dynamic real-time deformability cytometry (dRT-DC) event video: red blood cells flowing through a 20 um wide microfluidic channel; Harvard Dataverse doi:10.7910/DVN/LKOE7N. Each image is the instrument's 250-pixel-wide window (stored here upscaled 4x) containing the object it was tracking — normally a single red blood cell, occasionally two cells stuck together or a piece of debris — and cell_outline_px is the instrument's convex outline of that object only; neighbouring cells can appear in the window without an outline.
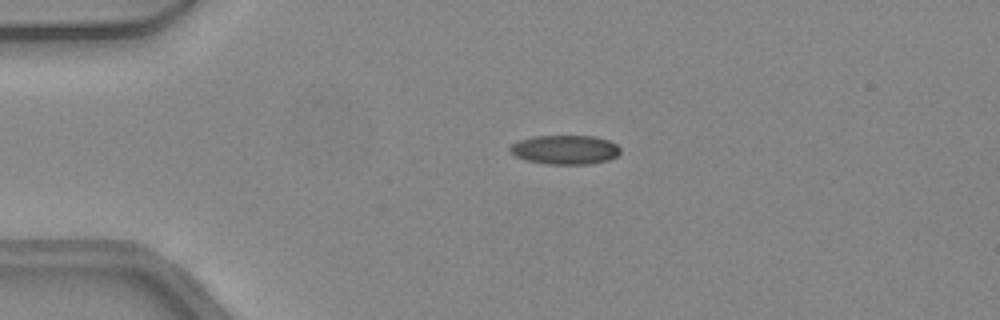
{"species": "common noctule bat (a hibernating species)", "species_latin": "Nyctalus noctula", "temperature_condition": "warm", "stored_images_in_passage": 37, "camera_frame_rate_fps": 3000, "um_per_image_px": 0.085, "animal": {"sex": "female", "body_mass_g": 24.6, "forearm_length_mm": 56.2}, "frame": {"image": 1, "passage_image": 1, "time_ms": 0.0, "image_size_px": [1000, 320], "cell_outline_px": [[620, 152], [616, 156], [608, 160], [592, 164], [548, 164], [524, 160], [516, 156], [508, 148], [512, 144], [520, 140], [536, 136], [596, 136], [608, 140], [616, 144], [620, 148]], "centroid_in_image_um": [48.05, 12.73], "position_along_channel_um": 37.0, "area_um2": 18.73}}
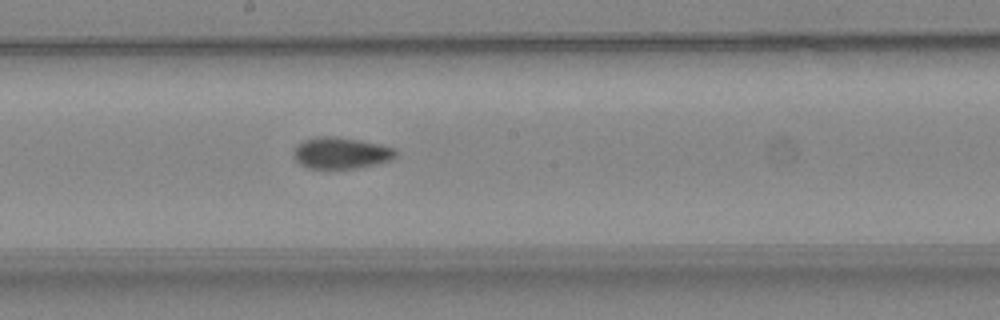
{"frame": {"image": 2, "passage_image": 16, "time_ms": 5.0, "image_size_px": [1000, 320], "cell_outline_px": [[396, 156], [392, 160], [356, 168], [308, 168], [300, 164], [292, 156], [292, 152], [296, 144], [304, 140], [320, 136], [332, 136], [360, 140], [392, 148], [396, 152]], "centroid_in_image_um": [28.92, 13.0], "position_along_channel_um": 219.3, "area_um2": 18.55}}
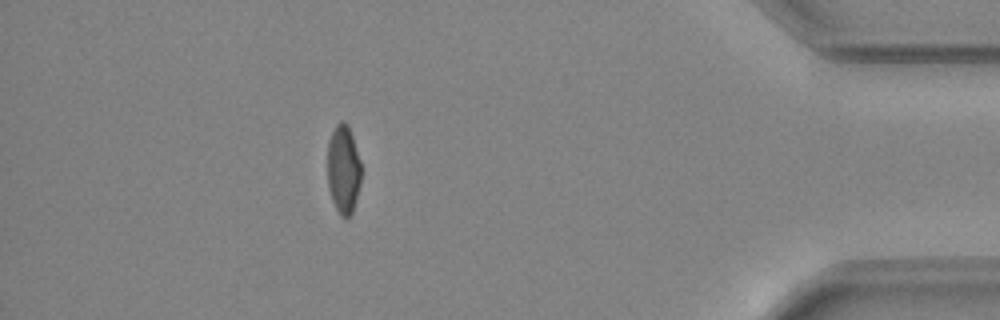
{"frame": {"image": 3, "passage_image": 32, "time_ms": 10.333, "image_size_px": [1000, 320], "cell_outline_px": [[360, 184], [356, 200], [352, 212], [348, 220], [344, 220], [340, 216], [332, 200], [328, 188], [328, 140], [336, 124], [340, 120], [344, 120], [348, 124], [360, 160]], "centroid_in_image_um": [29.18, 14.42], "position_along_channel_um": 406.0, "area_um2": 17.57}, "authors_computed_cell_mechanics": {"area_um2": 18.5538, "velocity_mm_per_s": 4.4137, "shape_relaxation_time_tau1_ms": null, "shape_relaxation_time_tau2_ms": 2.0829, "deformation_change_tau1": null, "deformation_change_tau2": 0.0662}}